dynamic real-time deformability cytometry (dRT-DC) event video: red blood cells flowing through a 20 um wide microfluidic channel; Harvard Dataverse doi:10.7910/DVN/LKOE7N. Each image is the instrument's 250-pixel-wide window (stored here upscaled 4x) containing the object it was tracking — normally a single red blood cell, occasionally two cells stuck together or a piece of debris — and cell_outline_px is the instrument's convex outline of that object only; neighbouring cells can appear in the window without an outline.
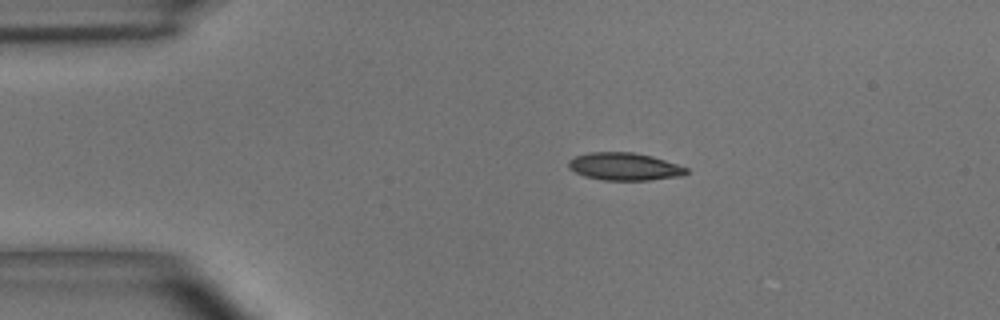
{"species": "common noctule bat (a hibernating species)", "species_latin": "Nyctalus noctula", "temperature_condition": "room temperature", "stored_images_in_passage": 3, "camera_frame_rate_fps": 3000, "um_per_image_px": 0.085, "animal": {"sex": "male", "body_mass_g": 15.6}, "frame": {"image": 1, "passage_image": 1, "time_ms": 0.0, "image_size_px": [1000, 320], "cell_outline_px": [[688, 172], [684, 176], [648, 180], [604, 180], [584, 176], [568, 168], [568, 160], [576, 156], [588, 152], [632, 152], [652, 156], [688, 168]], "centroid_in_image_um": [53.07, 14.16], "position_along_channel_um": 31.9, "area_um2": 18.96}}
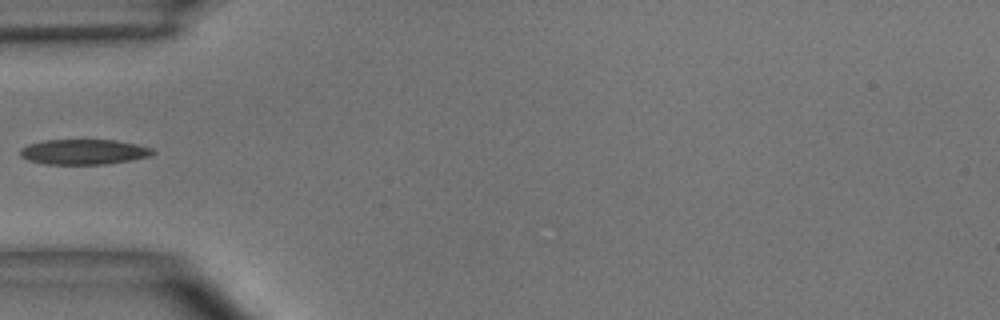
{"frame": {"image": 2, "passage_image": 3, "time_ms": 2.333, "image_size_px": [1000, 320], "cell_outline_px": [[156, 152], [148, 156], [128, 160], [104, 164], [48, 164], [28, 160], [20, 156], [20, 148], [28, 144], [44, 140], [116, 140], [136, 144], [152, 148]], "centroid_in_image_um": [7.08, 12.9], "position_along_channel_um": 77.9, "area_um2": 19.31}}